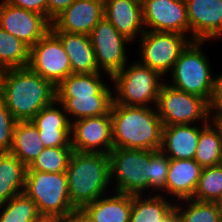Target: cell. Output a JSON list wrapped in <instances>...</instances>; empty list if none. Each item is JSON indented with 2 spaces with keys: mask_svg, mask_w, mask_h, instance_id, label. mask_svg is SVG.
Segmentation results:
<instances>
[{
  "mask_svg": "<svg viewBox=\"0 0 222 222\" xmlns=\"http://www.w3.org/2000/svg\"><path fill=\"white\" fill-rule=\"evenodd\" d=\"M0 100L17 121L32 120L56 101V86L29 67L0 71Z\"/></svg>",
  "mask_w": 222,
  "mask_h": 222,
  "instance_id": "cell-1",
  "label": "cell"
},
{
  "mask_svg": "<svg viewBox=\"0 0 222 222\" xmlns=\"http://www.w3.org/2000/svg\"><path fill=\"white\" fill-rule=\"evenodd\" d=\"M151 107L112 103L113 149L160 150L163 124Z\"/></svg>",
  "mask_w": 222,
  "mask_h": 222,
  "instance_id": "cell-2",
  "label": "cell"
},
{
  "mask_svg": "<svg viewBox=\"0 0 222 222\" xmlns=\"http://www.w3.org/2000/svg\"><path fill=\"white\" fill-rule=\"evenodd\" d=\"M69 197L80 211L104 195L110 182L108 154L73 151L66 169Z\"/></svg>",
  "mask_w": 222,
  "mask_h": 222,
  "instance_id": "cell-3",
  "label": "cell"
},
{
  "mask_svg": "<svg viewBox=\"0 0 222 222\" xmlns=\"http://www.w3.org/2000/svg\"><path fill=\"white\" fill-rule=\"evenodd\" d=\"M24 193L43 218H71L77 212L70 201L66 173L27 171Z\"/></svg>",
  "mask_w": 222,
  "mask_h": 222,
  "instance_id": "cell-4",
  "label": "cell"
},
{
  "mask_svg": "<svg viewBox=\"0 0 222 222\" xmlns=\"http://www.w3.org/2000/svg\"><path fill=\"white\" fill-rule=\"evenodd\" d=\"M205 42L193 40L187 45L169 72L172 75L169 85L211 103L216 78H213L209 60L200 48Z\"/></svg>",
  "mask_w": 222,
  "mask_h": 222,
  "instance_id": "cell-5",
  "label": "cell"
},
{
  "mask_svg": "<svg viewBox=\"0 0 222 222\" xmlns=\"http://www.w3.org/2000/svg\"><path fill=\"white\" fill-rule=\"evenodd\" d=\"M125 65L114 74L110 81L117 95L113 94V102L126 106H146L157 103V98L164 81L153 69L140 64Z\"/></svg>",
  "mask_w": 222,
  "mask_h": 222,
  "instance_id": "cell-6",
  "label": "cell"
},
{
  "mask_svg": "<svg viewBox=\"0 0 222 222\" xmlns=\"http://www.w3.org/2000/svg\"><path fill=\"white\" fill-rule=\"evenodd\" d=\"M156 110L163 126L194 124L211 121L210 103L199 96L178 90L164 82L161 86Z\"/></svg>",
  "mask_w": 222,
  "mask_h": 222,
  "instance_id": "cell-7",
  "label": "cell"
},
{
  "mask_svg": "<svg viewBox=\"0 0 222 222\" xmlns=\"http://www.w3.org/2000/svg\"><path fill=\"white\" fill-rule=\"evenodd\" d=\"M110 178L117 193L143 195L150 183V150L116 148L109 154Z\"/></svg>",
  "mask_w": 222,
  "mask_h": 222,
  "instance_id": "cell-8",
  "label": "cell"
},
{
  "mask_svg": "<svg viewBox=\"0 0 222 222\" xmlns=\"http://www.w3.org/2000/svg\"><path fill=\"white\" fill-rule=\"evenodd\" d=\"M140 64L158 72L162 77L172 71L175 62L192 41L191 37L174 32L145 30L141 35Z\"/></svg>",
  "mask_w": 222,
  "mask_h": 222,
  "instance_id": "cell-9",
  "label": "cell"
},
{
  "mask_svg": "<svg viewBox=\"0 0 222 222\" xmlns=\"http://www.w3.org/2000/svg\"><path fill=\"white\" fill-rule=\"evenodd\" d=\"M28 67L55 86L72 73L62 42L51 30L30 48Z\"/></svg>",
  "mask_w": 222,
  "mask_h": 222,
  "instance_id": "cell-10",
  "label": "cell"
},
{
  "mask_svg": "<svg viewBox=\"0 0 222 222\" xmlns=\"http://www.w3.org/2000/svg\"><path fill=\"white\" fill-rule=\"evenodd\" d=\"M89 37L99 71L103 70L111 79L128 63L125 44L131 41L120 34L104 16L95 25Z\"/></svg>",
  "mask_w": 222,
  "mask_h": 222,
  "instance_id": "cell-11",
  "label": "cell"
},
{
  "mask_svg": "<svg viewBox=\"0 0 222 222\" xmlns=\"http://www.w3.org/2000/svg\"><path fill=\"white\" fill-rule=\"evenodd\" d=\"M71 146L77 152L109 154L113 150L111 115L71 121Z\"/></svg>",
  "mask_w": 222,
  "mask_h": 222,
  "instance_id": "cell-12",
  "label": "cell"
},
{
  "mask_svg": "<svg viewBox=\"0 0 222 222\" xmlns=\"http://www.w3.org/2000/svg\"><path fill=\"white\" fill-rule=\"evenodd\" d=\"M52 22L44 15L0 2V27L22 40L30 48L51 30Z\"/></svg>",
  "mask_w": 222,
  "mask_h": 222,
  "instance_id": "cell-13",
  "label": "cell"
},
{
  "mask_svg": "<svg viewBox=\"0 0 222 222\" xmlns=\"http://www.w3.org/2000/svg\"><path fill=\"white\" fill-rule=\"evenodd\" d=\"M143 23L149 31L190 35L185 0H141Z\"/></svg>",
  "mask_w": 222,
  "mask_h": 222,
  "instance_id": "cell-14",
  "label": "cell"
},
{
  "mask_svg": "<svg viewBox=\"0 0 222 222\" xmlns=\"http://www.w3.org/2000/svg\"><path fill=\"white\" fill-rule=\"evenodd\" d=\"M191 40L207 41L222 34V0H185Z\"/></svg>",
  "mask_w": 222,
  "mask_h": 222,
  "instance_id": "cell-15",
  "label": "cell"
},
{
  "mask_svg": "<svg viewBox=\"0 0 222 222\" xmlns=\"http://www.w3.org/2000/svg\"><path fill=\"white\" fill-rule=\"evenodd\" d=\"M103 12L104 0H76L52 20L51 31L89 35Z\"/></svg>",
  "mask_w": 222,
  "mask_h": 222,
  "instance_id": "cell-16",
  "label": "cell"
},
{
  "mask_svg": "<svg viewBox=\"0 0 222 222\" xmlns=\"http://www.w3.org/2000/svg\"><path fill=\"white\" fill-rule=\"evenodd\" d=\"M56 104V105H55ZM60 104V108L56 107ZM62 110V111H61ZM57 100L45 106L31 121L37 127L45 148L72 147L71 119Z\"/></svg>",
  "mask_w": 222,
  "mask_h": 222,
  "instance_id": "cell-17",
  "label": "cell"
},
{
  "mask_svg": "<svg viewBox=\"0 0 222 222\" xmlns=\"http://www.w3.org/2000/svg\"><path fill=\"white\" fill-rule=\"evenodd\" d=\"M103 16L131 42L146 30L141 0H104Z\"/></svg>",
  "mask_w": 222,
  "mask_h": 222,
  "instance_id": "cell-18",
  "label": "cell"
},
{
  "mask_svg": "<svg viewBox=\"0 0 222 222\" xmlns=\"http://www.w3.org/2000/svg\"><path fill=\"white\" fill-rule=\"evenodd\" d=\"M202 169L194 159H170L166 195L172 194L177 202L193 198Z\"/></svg>",
  "mask_w": 222,
  "mask_h": 222,
  "instance_id": "cell-19",
  "label": "cell"
},
{
  "mask_svg": "<svg viewBox=\"0 0 222 222\" xmlns=\"http://www.w3.org/2000/svg\"><path fill=\"white\" fill-rule=\"evenodd\" d=\"M200 126L192 124L163 126L160 150L169 159H194Z\"/></svg>",
  "mask_w": 222,
  "mask_h": 222,
  "instance_id": "cell-20",
  "label": "cell"
},
{
  "mask_svg": "<svg viewBox=\"0 0 222 222\" xmlns=\"http://www.w3.org/2000/svg\"><path fill=\"white\" fill-rule=\"evenodd\" d=\"M132 195L115 192L99 197L79 212L90 222H130Z\"/></svg>",
  "mask_w": 222,
  "mask_h": 222,
  "instance_id": "cell-21",
  "label": "cell"
},
{
  "mask_svg": "<svg viewBox=\"0 0 222 222\" xmlns=\"http://www.w3.org/2000/svg\"><path fill=\"white\" fill-rule=\"evenodd\" d=\"M62 42L69 57L72 73H96L98 69L95 52L87 34L52 31Z\"/></svg>",
  "mask_w": 222,
  "mask_h": 222,
  "instance_id": "cell-22",
  "label": "cell"
},
{
  "mask_svg": "<svg viewBox=\"0 0 222 222\" xmlns=\"http://www.w3.org/2000/svg\"><path fill=\"white\" fill-rule=\"evenodd\" d=\"M113 90L108 84L97 94L91 96H56V100L62 103L65 112L74 117L73 121L87 117H97L110 114L113 103Z\"/></svg>",
  "mask_w": 222,
  "mask_h": 222,
  "instance_id": "cell-23",
  "label": "cell"
},
{
  "mask_svg": "<svg viewBox=\"0 0 222 222\" xmlns=\"http://www.w3.org/2000/svg\"><path fill=\"white\" fill-rule=\"evenodd\" d=\"M130 222H178L175 203L159 193L148 199L132 195Z\"/></svg>",
  "mask_w": 222,
  "mask_h": 222,
  "instance_id": "cell-24",
  "label": "cell"
},
{
  "mask_svg": "<svg viewBox=\"0 0 222 222\" xmlns=\"http://www.w3.org/2000/svg\"><path fill=\"white\" fill-rule=\"evenodd\" d=\"M27 169L12 153H0V204L24 192Z\"/></svg>",
  "mask_w": 222,
  "mask_h": 222,
  "instance_id": "cell-25",
  "label": "cell"
},
{
  "mask_svg": "<svg viewBox=\"0 0 222 222\" xmlns=\"http://www.w3.org/2000/svg\"><path fill=\"white\" fill-rule=\"evenodd\" d=\"M44 148L38 129L33 122L31 120L17 121L13 131L10 153L28 167Z\"/></svg>",
  "mask_w": 222,
  "mask_h": 222,
  "instance_id": "cell-26",
  "label": "cell"
},
{
  "mask_svg": "<svg viewBox=\"0 0 222 222\" xmlns=\"http://www.w3.org/2000/svg\"><path fill=\"white\" fill-rule=\"evenodd\" d=\"M194 160L202 168L222 164V131L213 121L200 128Z\"/></svg>",
  "mask_w": 222,
  "mask_h": 222,
  "instance_id": "cell-27",
  "label": "cell"
},
{
  "mask_svg": "<svg viewBox=\"0 0 222 222\" xmlns=\"http://www.w3.org/2000/svg\"><path fill=\"white\" fill-rule=\"evenodd\" d=\"M102 81L101 72L71 73L56 86V96L97 95L106 86Z\"/></svg>",
  "mask_w": 222,
  "mask_h": 222,
  "instance_id": "cell-28",
  "label": "cell"
},
{
  "mask_svg": "<svg viewBox=\"0 0 222 222\" xmlns=\"http://www.w3.org/2000/svg\"><path fill=\"white\" fill-rule=\"evenodd\" d=\"M30 61V47L0 27V71L25 68Z\"/></svg>",
  "mask_w": 222,
  "mask_h": 222,
  "instance_id": "cell-29",
  "label": "cell"
},
{
  "mask_svg": "<svg viewBox=\"0 0 222 222\" xmlns=\"http://www.w3.org/2000/svg\"><path fill=\"white\" fill-rule=\"evenodd\" d=\"M0 222H41L36 203L24 192L0 204Z\"/></svg>",
  "mask_w": 222,
  "mask_h": 222,
  "instance_id": "cell-30",
  "label": "cell"
},
{
  "mask_svg": "<svg viewBox=\"0 0 222 222\" xmlns=\"http://www.w3.org/2000/svg\"><path fill=\"white\" fill-rule=\"evenodd\" d=\"M183 201L188 205L186 210L181 204H175L178 222H222V213L214 202L196 201L192 198Z\"/></svg>",
  "mask_w": 222,
  "mask_h": 222,
  "instance_id": "cell-31",
  "label": "cell"
},
{
  "mask_svg": "<svg viewBox=\"0 0 222 222\" xmlns=\"http://www.w3.org/2000/svg\"><path fill=\"white\" fill-rule=\"evenodd\" d=\"M72 153V147L44 148L34 162L28 166L27 171L66 173Z\"/></svg>",
  "mask_w": 222,
  "mask_h": 222,
  "instance_id": "cell-32",
  "label": "cell"
},
{
  "mask_svg": "<svg viewBox=\"0 0 222 222\" xmlns=\"http://www.w3.org/2000/svg\"><path fill=\"white\" fill-rule=\"evenodd\" d=\"M222 193V164L202 169L194 200L215 202Z\"/></svg>",
  "mask_w": 222,
  "mask_h": 222,
  "instance_id": "cell-33",
  "label": "cell"
},
{
  "mask_svg": "<svg viewBox=\"0 0 222 222\" xmlns=\"http://www.w3.org/2000/svg\"><path fill=\"white\" fill-rule=\"evenodd\" d=\"M170 159L161 150H150V183L149 189H157L166 194V180L169 169Z\"/></svg>",
  "mask_w": 222,
  "mask_h": 222,
  "instance_id": "cell-34",
  "label": "cell"
},
{
  "mask_svg": "<svg viewBox=\"0 0 222 222\" xmlns=\"http://www.w3.org/2000/svg\"><path fill=\"white\" fill-rule=\"evenodd\" d=\"M17 120L0 100V153L10 152L13 131Z\"/></svg>",
  "mask_w": 222,
  "mask_h": 222,
  "instance_id": "cell-35",
  "label": "cell"
},
{
  "mask_svg": "<svg viewBox=\"0 0 222 222\" xmlns=\"http://www.w3.org/2000/svg\"><path fill=\"white\" fill-rule=\"evenodd\" d=\"M13 6L33 11L47 17V0H6Z\"/></svg>",
  "mask_w": 222,
  "mask_h": 222,
  "instance_id": "cell-36",
  "label": "cell"
},
{
  "mask_svg": "<svg viewBox=\"0 0 222 222\" xmlns=\"http://www.w3.org/2000/svg\"><path fill=\"white\" fill-rule=\"evenodd\" d=\"M76 0H47V18L52 20Z\"/></svg>",
  "mask_w": 222,
  "mask_h": 222,
  "instance_id": "cell-37",
  "label": "cell"
},
{
  "mask_svg": "<svg viewBox=\"0 0 222 222\" xmlns=\"http://www.w3.org/2000/svg\"><path fill=\"white\" fill-rule=\"evenodd\" d=\"M215 78V90L210 106H222V74Z\"/></svg>",
  "mask_w": 222,
  "mask_h": 222,
  "instance_id": "cell-38",
  "label": "cell"
},
{
  "mask_svg": "<svg viewBox=\"0 0 222 222\" xmlns=\"http://www.w3.org/2000/svg\"><path fill=\"white\" fill-rule=\"evenodd\" d=\"M211 114L213 118L211 120L221 129L222 131V106H210ZM216 113H214V112ZM214 113V115H213Z\"/></svg>",
  "mask_w": 222,
  "mask_h": 222,
  "instance_id": "cell-39",
  "label": "cell"
},
{
  "mask_svg": "<svg viewBox=\"0 0 222 222\" xmlns=\"http://www.w3.org/2000/svg\"><path fill=\"white\" fill-rule=\"evenodd\" d=\"M70 222H90L79 211L75 212L70 218Z\"/></svg>",
  "mask_w": 222,
  "mask_h": 222,
  "instance_id": "cell-40",
  "label": "cell"
},
{
  "mask_svg": "<svg viewBox=\"0 0 222 222\" xmlns=\"http://www.w3.org/2000/svg\"><path fill=\"white\" fill-rule=\"evenodd\" d=\"M41 222H70V218H44Z\"/></svg>",
  "mask_w": 222,
  "mask_h": 222,
  "instance_id": "cell-41",
  "label": "cell"
},
{
  "mask_svg": "<svg viewBox=\"0 0 222 222\" xmlns=\"http://www.w3.org/2000/svg\"><path fill=\"white\" fill-rule=\"evenodd\" d=\"M217 207L219 208V210L222 213V193L219 195V197L217 198V200L214 202Z\"/></svg>",
  "mask_w": 222,
  "mask_h": 222,
  "instance_id": "cell-42",
  "label": "cell"
}]
</instances>
